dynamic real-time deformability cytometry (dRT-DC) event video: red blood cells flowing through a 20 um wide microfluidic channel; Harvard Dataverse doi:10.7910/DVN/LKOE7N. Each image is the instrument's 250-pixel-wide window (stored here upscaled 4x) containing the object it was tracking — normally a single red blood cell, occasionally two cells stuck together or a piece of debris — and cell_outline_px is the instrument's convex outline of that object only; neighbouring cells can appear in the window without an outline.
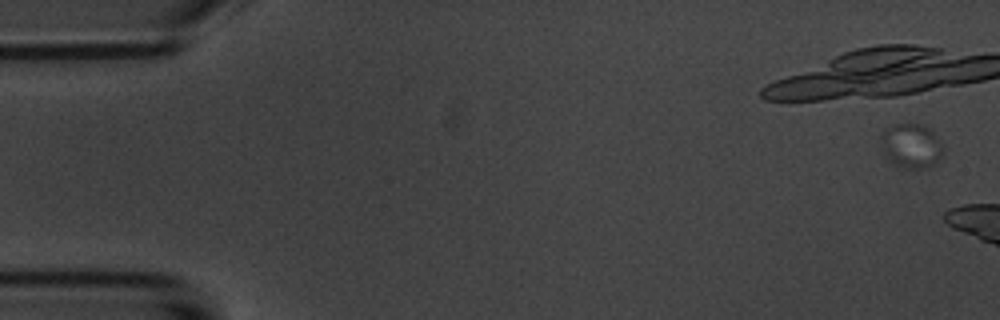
{"species": "common noctule bat (a hibernating species)", "species_latin": "Nyctalus noctula", "temperature_condition": "room temperature", "stored_images_in_passage": 9, "camera_frame_rate_fps": 3000, "um_per_image_px": 0.085, "animal": {"sex": "male", "body_mass_g": 20.1, "forearm_length_mm": 53.5}, "frame": {"image": 1, "passage_image": 1, "time_ms": 0.0, "image_size_px": [1000, 320], "cell_outline_px": [[944, 156], [928, 168], [904, 168], [896, 164], [884, 156], [880, 140], [880, 136], [884, 128], [896, 124], [924, 124], [932, 128], [944, 148]], "centroid_in_image_um": [77.48, 12.37], "position_along_channel_um": 7.5, "area_um2": 16.53}}